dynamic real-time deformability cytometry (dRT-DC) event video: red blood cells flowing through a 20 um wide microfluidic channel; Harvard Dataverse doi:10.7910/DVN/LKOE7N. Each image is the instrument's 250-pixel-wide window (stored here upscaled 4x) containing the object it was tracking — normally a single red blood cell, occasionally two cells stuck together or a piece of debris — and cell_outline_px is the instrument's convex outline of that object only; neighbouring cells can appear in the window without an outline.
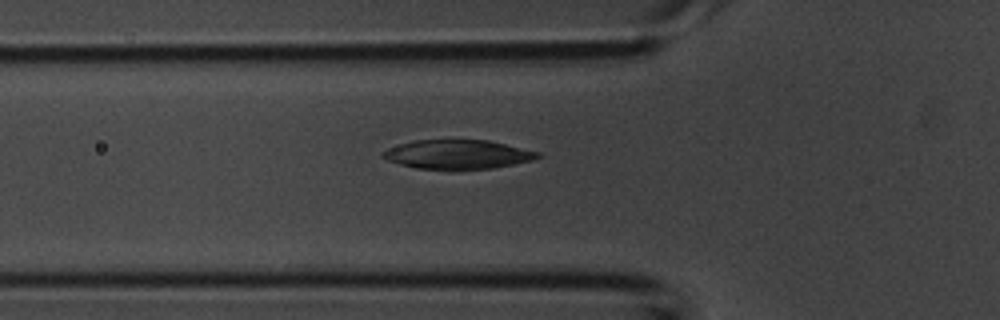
{"species": "common noctule bat (a hibernating species)", "species_latin": "Nyctalus noctula", "temperature_condition": "room temperature", "stored_images_in_passage": 37, "camera_frame_rate_fps": 3000, "um_per_image_px": 0.085, "animal": {"sex": "male", "body_mass_g": 20.1, "forearm_length_mm": 53.5}, "frame": {"image": 1, "passage_image": 9, "time_ms": 2.667, "image_size_px": [1000, 320], "cell_outline_px": [[544, 156], [532, 160], [492, 168], [456, 172], [452, 172], [416, 168], [400, 164], [388, 160], [380, 156], [388, 148], [400, 144], [416, 140], [488, 140], [540, 152]], "centroid_in_image_um": [38.91, 13.16], "position_along_channel_um": 86.9, "area_um2": 26.88}}
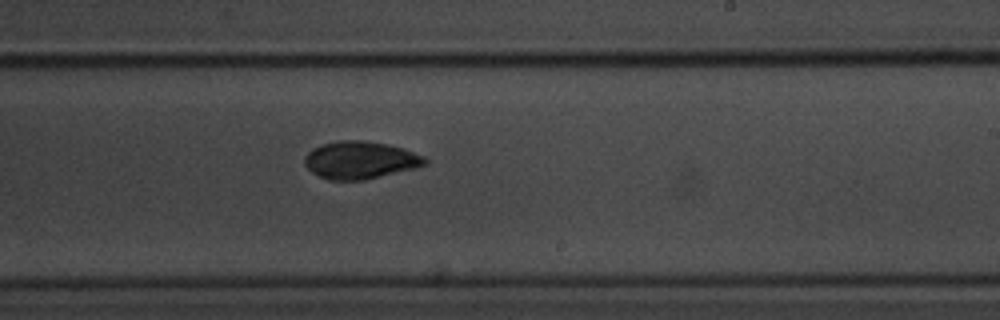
{"frame": {"image": 2, "passage_image": 20, "time_ms": 6.333, "image_size_px": [1000, 320], "cell_outline_px": [[428, 164], [416, 168], [364, 180], [328, 180], [312, 172], [304, 164], [304, 156], [312, 148], [320, 144], [336, 140], [364, 140], [388, 144], [404, 148], [424, 156], [428, 160]], "centroid_in_image_um": [30.62, 13.59], "position_along_channel_um": 258.4, "area_um2": 26.65}}
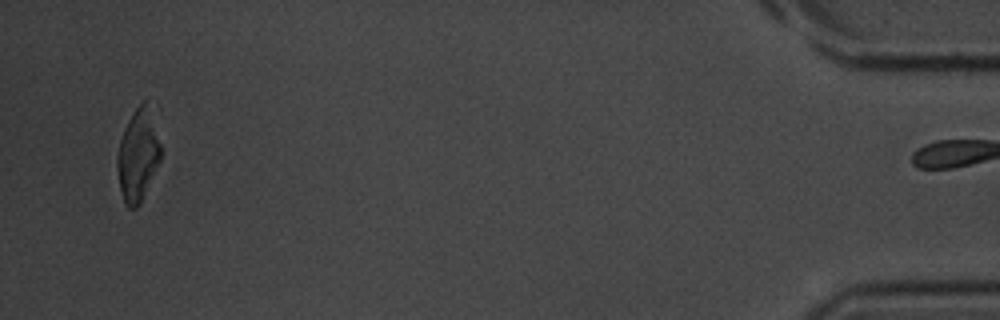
{"frame": {"image": 3, "passage_image": 36, "time_ms": 11.667, "image_size_px": [1000, 320], "cell_outline_px": [[160, 160], [140, 204], [136, 208], [128, 208], [124, 204], [120, 188], [116, 168], [116, 156], [120, 140], [124, 128], [128, 120], [136, 108], [144, 100], [148, 108], [160, 144]], "centroid_in_image_um": [11.68, 13.28], "position_along_channel_um": 423.5, "area_um2": 22.77}}